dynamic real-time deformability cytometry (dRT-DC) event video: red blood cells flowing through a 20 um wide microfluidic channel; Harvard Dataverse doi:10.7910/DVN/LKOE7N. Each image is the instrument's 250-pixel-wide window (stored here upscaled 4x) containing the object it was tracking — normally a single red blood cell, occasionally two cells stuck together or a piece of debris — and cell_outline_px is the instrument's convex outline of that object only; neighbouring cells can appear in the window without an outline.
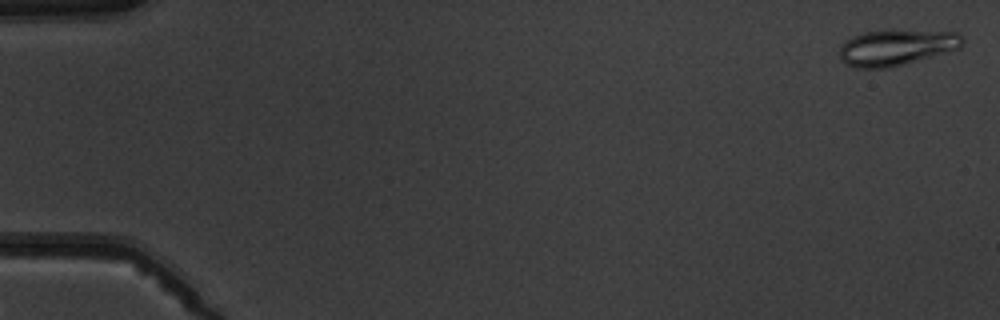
{"species": "common noctule bat (a hibernating species)", "species_latin": "Nyctalus noctula", "temperature_condition": "warm", "stored_images_in_passage": 10, "camera_frame_rate_fps": 3000, "um_per_image_px": 0.085, "animal": {"sex": "male", "body_mass_g": 19.5, "forearm_length_mm": 54.6}, "frame": {"image": 1, "passage_image": 1, "time_ms": 0.0, "image_size_px": [1000, 320], "cell_outline_px": [[964, 44], [960, 48], [888, 68], [856, 68], [844, 64], [840, 60], [840, 48], [852, 36], [864, 32], [956, 32], [964, 40]], "centroid_in_image_um": [76.15, 4.07], "position_along_channel_um": 8.8, "area_um2": 24.8}}
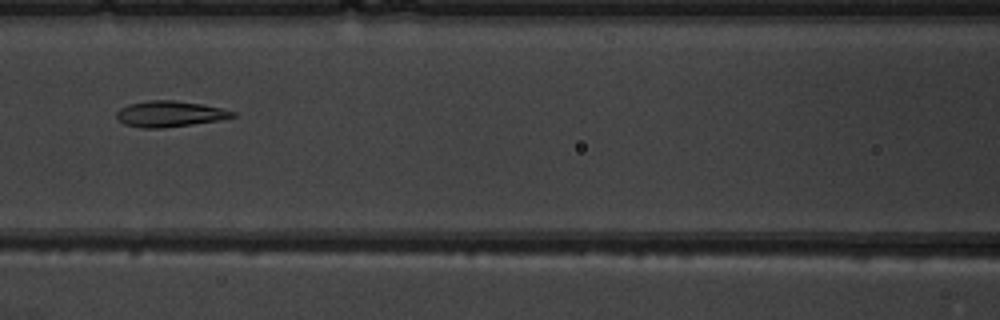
{"frame": {"image": 2, "passage_image": 7, "time_ms": 7.667, "image_size_px": [1000, 320], "cell_outline_px": [[236, 116], [220, 120], [164, 128], [140, 128], [124, 124], [116, 120], [116, 112], [120, 108], [128, 104], [148, 100], [176, 100], [200, 104], [220, 108], [236, 112]], "centroid_in_image_um": [14.38, 9.68], "position_along_channel_um": 152.2, "area_um2": 17.63}}
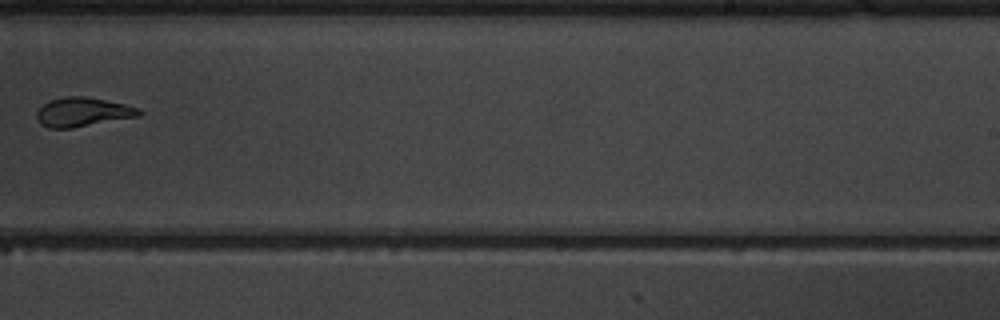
{"frame": {"image": 3, "passage_image": 10, "time_ms": 11.0, "image_size_px": [1000, 320], "cell_outline_px": [[144, 112], [140, 116], [72, 128], [48, 128], [40, 124], [36, 120], [36, 112], [44, 104], [52, 100], [68, 96], [84, 96], [124, 104], [140, 108]], "centroid_in_image_um": [7.04, 9.54], "position_along_channel_um": 282.0, "area_um2": 17.34}}